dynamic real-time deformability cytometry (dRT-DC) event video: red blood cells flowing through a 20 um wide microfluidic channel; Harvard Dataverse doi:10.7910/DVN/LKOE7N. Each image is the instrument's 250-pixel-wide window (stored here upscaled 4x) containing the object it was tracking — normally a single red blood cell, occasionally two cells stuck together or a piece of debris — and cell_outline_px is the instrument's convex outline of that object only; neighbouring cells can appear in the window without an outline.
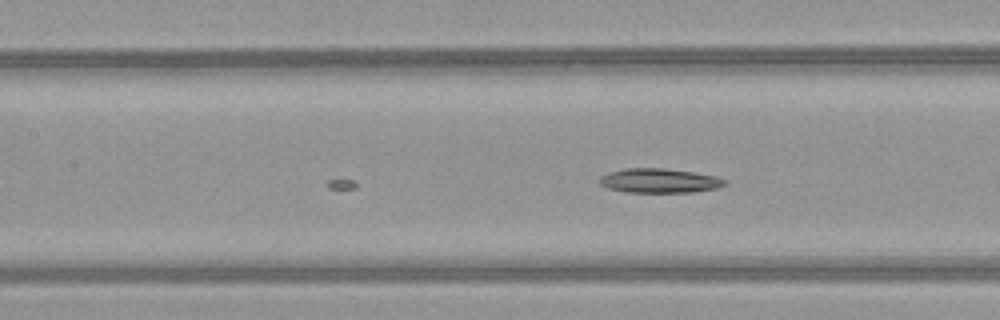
{"species": "common noctule bat (a hibernating species)", "species_latin": "Nyctalus noctula", "temperature_condition": "warm", "stored_images_in_passage": 25, "camera_frame_rate_fps": 3000, "um_per_image_px": 0.085, "animal": {"sex": "female", "body_mass_g": 21.9}, "frame": {"image": 1, "passage_image": 25, "time_ms": 8.0, "image_size_px": [1000, 320], "cell_outline_px": [[728, 184], [720, 188], [692, 192], [624, 192], [608, 188], [600, 184], [600, 176], [608, 172], [624, 168], [664, 168], [692, 172], [716, 176], [728, 180]], "centroid_in_image_um": [56.08, 15.36], "position_along_channel_um": 151.3, "area_um2": 17.98}}